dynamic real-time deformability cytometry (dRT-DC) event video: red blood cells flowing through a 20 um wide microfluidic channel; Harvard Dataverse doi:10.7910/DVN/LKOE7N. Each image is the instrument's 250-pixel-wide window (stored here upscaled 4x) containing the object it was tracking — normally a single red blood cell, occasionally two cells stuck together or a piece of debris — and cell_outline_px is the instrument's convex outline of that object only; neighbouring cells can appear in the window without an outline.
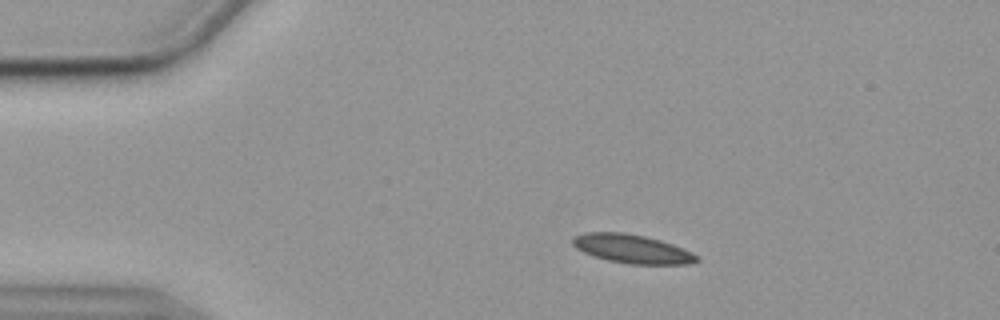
{"species": "common noctule bat (a hibernating species)", "species_latin": "Nyctalus noctula", "temperature_condition": "cold", "stored_images_in_passage": 53, "camera_frame_rate_fps": 3000, "um_per_image_px": 0.085, "animal": {"sex": "female", "body_mass_g": 19.9}, "frame": {"image": 1, "passage_image": 7, "time_ms": 2.0, "image_size_px": [1000, 320], "cell_outline_px": [[700, 260], [688, 264], [628, 264], [608, 260], [584, 252], [576, 248], [572, 244], [572, 240], [576, 236], [588, 232], [620, 232], [644, 236], [660, 240], [672, 244], [692, 252], [700, 256]], "centroid_in_image_um": [53.77, 21.16], "position_along_channel_um": 31.2, "area_um2": 20.58}}
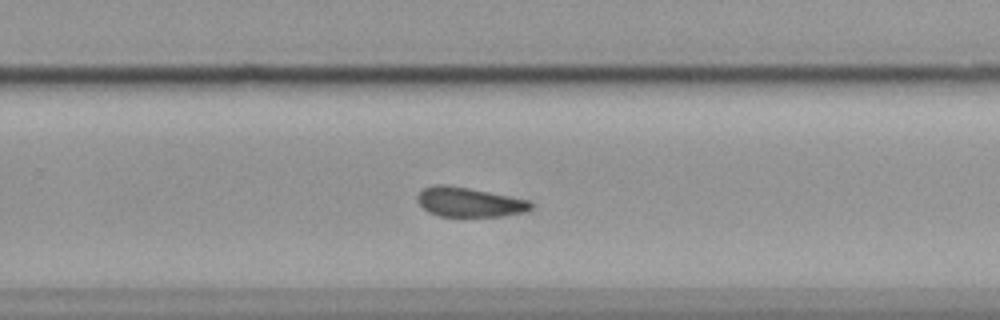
{"frame": {"image": 2, "passage_image": 33, "time_ms": 10.667, "image_size_px": [1000, 320], "cell_outline_px": [[532, 208], [524, 212], [500, 216], [440, 216], [428, 212], [416, 200], [416, 196], [424, 188], [436, 184], [448, 184], [528, 200], [532, 204]], "centroid_in_image_um": [39.84, 17.18], "position_along_channel_um": 290.0, "area_um2": 19.31}}
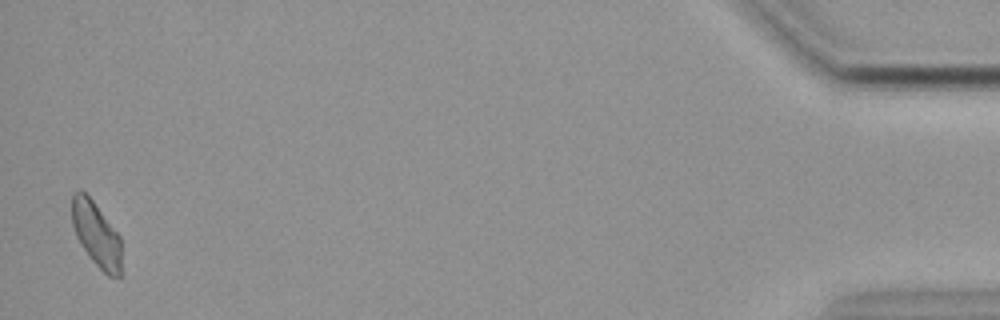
{"frame": {"image": 3, "passage_image": 52, "time_ms": 17.0, "image_size_px": [1000, 320], "cell_outline_px": [[120, 276], [108, 276], [92, 260], [80, 244], [76, 236], [72, 224], [72, 192], [84, 192], [92, 200], [120, 236]], "centroid_in_image_um": [8.17, 19.91], "position_along_channel_um": 427.0, "area_um2": 18.26}, "authors_computed_cell_mechanics": {"area_um2": 20.0566, "velocity_mm_per_s": 3.5492, "shape_relaxation_time_tau1_ms": 6.3024, "shape_relaxation_time_tau2_ms": 4.1045, "deformation_change_tau1": 0.1389, "deformation_change_tau2": 0.1263}}